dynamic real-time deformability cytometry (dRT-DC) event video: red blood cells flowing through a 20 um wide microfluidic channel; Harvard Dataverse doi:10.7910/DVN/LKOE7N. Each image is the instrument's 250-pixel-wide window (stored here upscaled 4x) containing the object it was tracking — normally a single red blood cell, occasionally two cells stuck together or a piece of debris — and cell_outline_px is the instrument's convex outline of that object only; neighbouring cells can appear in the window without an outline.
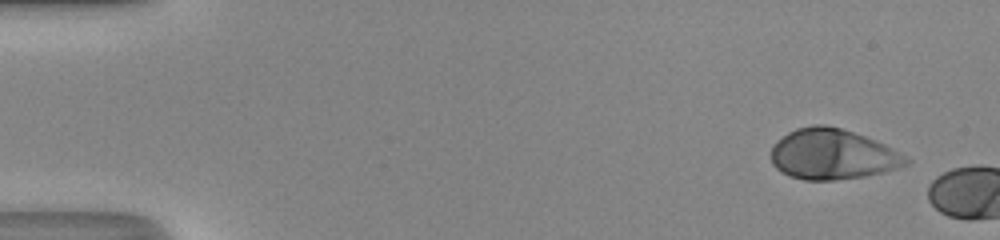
{"species": "human", "species_latin": "Homo sapiens", "temperature_condition": "room temperature", "stored_images_in_passage": 5, "camera_frame_rate_fps": 3000, "um_per_image_px": 0.085, "donor": {"sex": "male"}, "frame": {"image": 1, "passage_image": 1, "time_ms": 0.0, "image_size_px": [1000, 240], "cell_outline_px": [[912, 160], [908, 164], [884, 172], [864, 176], [836, 180], [804, 180], [788, 176], [780, 172], [772, 164], [772, 144], [776, 140], [788, 132], [796, 128], [812, 124], [824, 124], [840, 128], [864, 136], [884, 144]], "centroid_in_image_um": [70.72, 13.12], "position_along_channel_um": 14.3, "area_um2": 39.77}}